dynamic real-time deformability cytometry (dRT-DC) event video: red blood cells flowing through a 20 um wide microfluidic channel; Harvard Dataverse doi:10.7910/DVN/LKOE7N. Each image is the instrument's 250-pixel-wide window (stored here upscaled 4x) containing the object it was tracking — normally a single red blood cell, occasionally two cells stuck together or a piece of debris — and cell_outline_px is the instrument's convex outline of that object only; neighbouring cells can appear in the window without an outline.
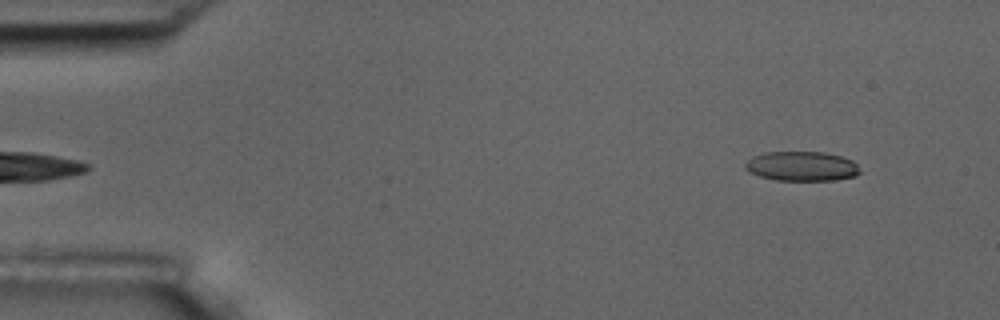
{"species": "common noctule bat (a hibernating species)", "species_latin": "Nyctalus noctula", "temperature_condition": "room temperature", "stored_images_in_passage": 4, "camera_frame_rate_fps": 3000, "um_per_image_px": 0.085, "animal": {"sex": "male", "body_mass_g": 17.5, "forearm_length_mm": 52.3}, "frame": {"image": 1, "passage_image": 1, "time_ms": 0.0, "image_size_px": [1000, 320], "cell_outline_px": [[860, 172], [856, 176], [836, 180], [776, 180], [760, 176], [748, 172], [744, 168], [744, 164], [752, 156], [764, 152], [824, 152], [840, 156], [852, 160], [856, 164]], "centroid_in_image_um": [68.12, 14.13], "position_along_channel_um": 16.9, "area_um2": 19.83}}